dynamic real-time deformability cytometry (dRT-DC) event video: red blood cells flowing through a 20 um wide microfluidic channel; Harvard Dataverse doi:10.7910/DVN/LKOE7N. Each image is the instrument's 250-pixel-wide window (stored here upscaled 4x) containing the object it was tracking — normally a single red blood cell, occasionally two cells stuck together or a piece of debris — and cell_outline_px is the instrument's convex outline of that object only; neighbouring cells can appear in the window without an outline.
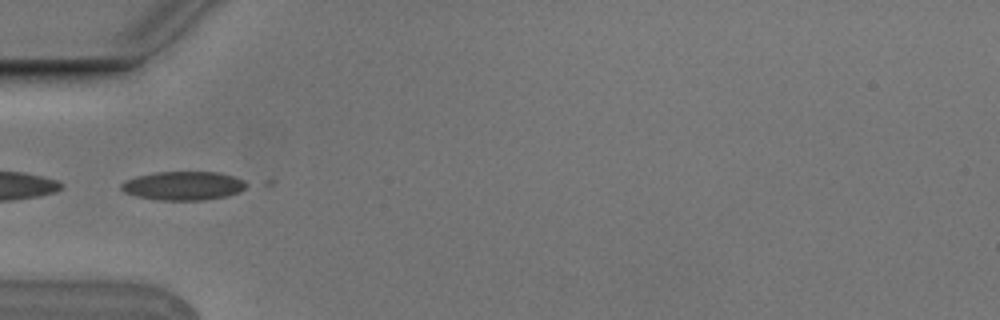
{"species": "Egyptian fruit bat (a non-hibernating species)", "species_latin": "Rousettus aegyptiacus", "temperature_condition": "cold", "stored_images_in_passage": 4, "camera_frame_rate_fps": 3000, "um_per_image_px": 0.085, "animal": {"sex": "male"}, "frame": {"image": 1, "passage_image": 4, "time_ms": 1.0, "image_size_px": [1000, 320], "cell_outline_px": [[252, 184], [240, 192], [228, 196], [204, 200], [160, 200], [136, 196], [124, 192], [120, 188], [120, 184], [124, 180], [136, 176], [156, 172], [216, 172], [232, 176], [244, 180]], "centroid_in_image_um": [15.61, 15.79], "position_along_channel_um": 69.4, "area_um2": 21.21}}